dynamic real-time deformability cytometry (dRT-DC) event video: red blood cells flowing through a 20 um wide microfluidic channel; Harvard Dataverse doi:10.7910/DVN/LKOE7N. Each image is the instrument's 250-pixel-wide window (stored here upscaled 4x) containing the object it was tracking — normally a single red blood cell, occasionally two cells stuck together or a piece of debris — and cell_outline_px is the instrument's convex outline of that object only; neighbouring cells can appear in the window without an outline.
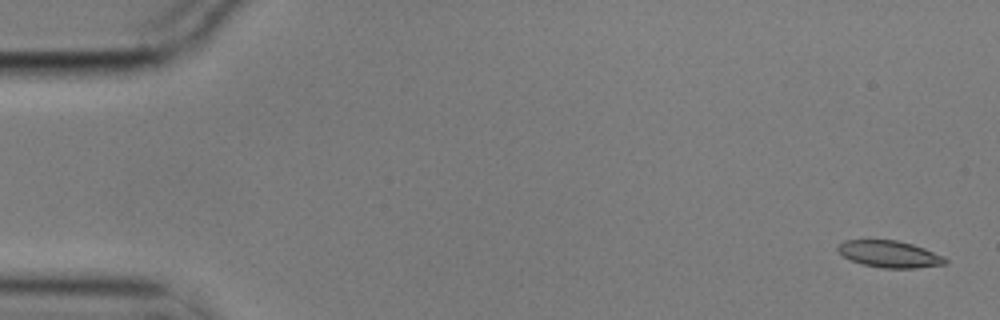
{"species": "common noctule bat (a hibernating species)", "species_latin": "Nyctalus noctula", "temperature_condition": "cold", "stored_images_in_passage": 5, "camera_frame_rate_fps": 3000, "um_per_image_px": 0.085, "animal": {"sex": "male", "body_mass_g": 17.9}, "frame": {"image": 1, "passage_image": 1, "time_ms": 0.0, "image_size_px": [1000, 320], "cell_outline_px": [[948, 264], [916, 268], [880, 268], [864, 264], [852, 260], [844, 256], [836, 248], [836, 244], [844, 240], [896, 240], [912, 244], [924, 248], [944, 256], [948, 260]], "centroid_in_image_um": [75.63, 21.6], "position_along_channel_um": 9.4, "area_um2": 16.82}}
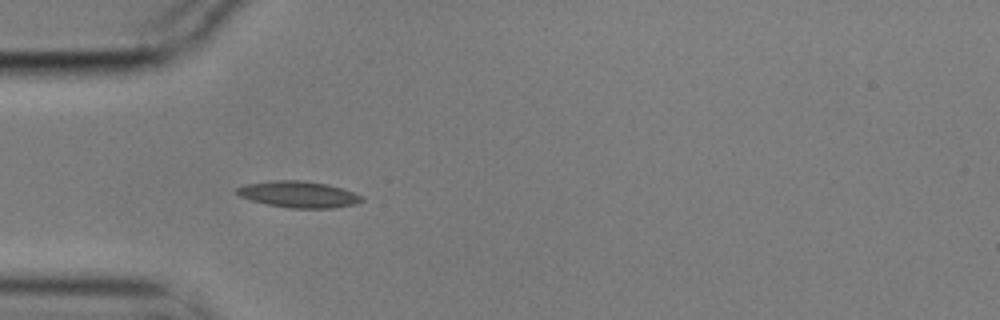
{"frame": {"image": 2, "passage_image": 5, "time_ms": 1.333, "image_size_px": [1000, 320], "cell_outline_px": [[364, 200], [356, 204], [332, 208], [288, 208], [268, 204], [252, 200], [240, 196], [236, 192], [236, 188], [244, 184], [272, 180], [300, 180], [328, 184], [364, 196]], "centroid_in_image_um": [25.38, 16.52], "position_along_channel_um": 59.6, "area_um2": 19.19}}